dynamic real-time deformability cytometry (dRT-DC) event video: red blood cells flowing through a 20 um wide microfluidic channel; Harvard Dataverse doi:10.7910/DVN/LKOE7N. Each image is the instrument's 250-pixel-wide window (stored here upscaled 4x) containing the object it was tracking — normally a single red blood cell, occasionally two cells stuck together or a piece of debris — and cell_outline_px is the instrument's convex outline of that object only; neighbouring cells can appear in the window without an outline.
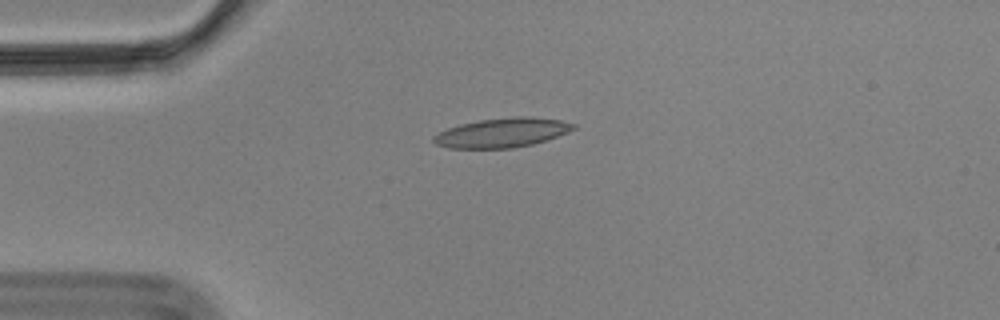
{"species": "Egyptian fruit bat (a non-hibernating species)", "species_latin": "Rousettus aegyptiacus", "temperature_condition": "cold", "stored_images_in_passage": 44, "camera_frame_rate_fps": 3000, "um_per_image_px": 0.085, "animal": {"sex": "male"}, "frame": {"image": 1, "passage_image": 1, "time_ms": 0.0, "image_size_px": [1000, 320], "cell_outline_px": [[576, 128], [568, 132], [532, 144], [512, 148], [448, 148], [436, 144], [432, 140], [432, 136], [448, 128], [460, 124], [480, 120], [512, 116], [532, 116], [560, 120], [576, 124]], "centroid_in_image_um": [42.67, 11.27], "position_along_channel_um": 42.3, "area_um2": 23.87}}
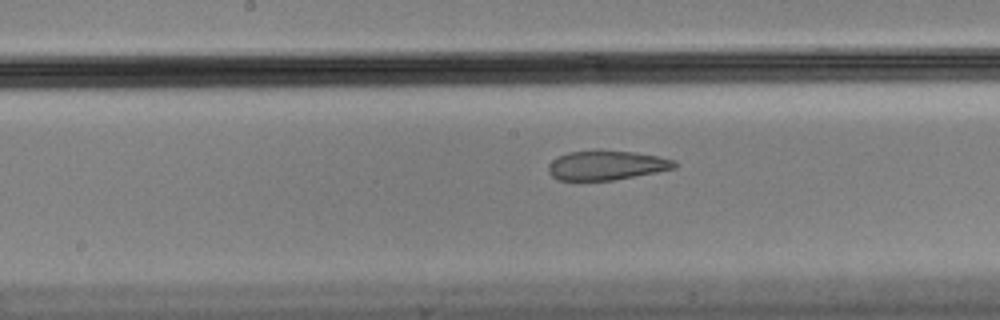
{"frame": {"image": 2, "passage_image": 16, "time_ms": 5.0, "image_size_px": [1000, 320], "cell_outline_px": [[680, 164], [676, 168], [656, 172], [612, 180], [556, 180], [548, 172], [548, 164], [552, 160], [568, 152], [596, 148], [600, 148], [632, 152], [656, 156], [676, 160]], "centroid_in_image_um": [51.54, 14.02], "position_along_channel_um": 196.7, "area_um2": 22.08}}
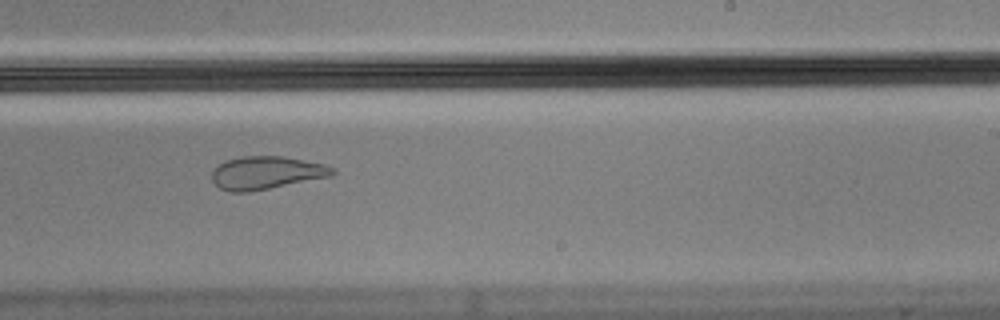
{"frame": {"image": 3, "passage_image": 22, "time_ms": 7.0, "image_size_px": [1000, 320], "cell_outline_px": [[336, 172], [332, 176], [248, 192], [228, 192], [220, 188], [212, 180], [212, 172], [220, 164], [228, 160], [240, 156], [284, 156], [324, 164], [336, 168]], "centroid_in_image_um": [22.66, 14.68], "position_along_channel_um": 266.3, "area_um2": 23.06}, "authors_computed_cell_mechanics": {"area_um2": 24.276, "velocity_mm_per_s": 3.5093, "shape_relaxation_time_tau1_ms": null, "shape_relaxation_time_tau2_ms": 1.5826, "deformation_change_tau1": null, "deformation_change_tau2": 0.0765}}